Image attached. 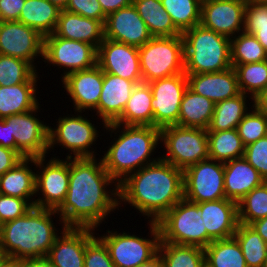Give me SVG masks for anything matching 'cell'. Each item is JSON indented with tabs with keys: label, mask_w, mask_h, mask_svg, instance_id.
<instances>
[{
	"label": "cell",
	"mask_w": 267,
	"mask_h": 267,
	"mask_svg": "<svg viewBox=\"0 0 267 267\" xmlns=\"http://www.w3.org/2000/svg\"><path fill=\"white\" fill-rule=\"evenodd\" d=\"M112 183L116 187L111 192L107 186ZM118 199L119 184L106 171L102 159L98 162L95 157L70 158L67 195L56 211L62 228L95 229L111 211L120 207Z\"/></svg>",
	"instance_id": "obj_1"
},
{
	"label": "cell",
	"mask_w": 267,
	"mask_h": 267,
	"mask_svg": "<svg viewBox=\"0 0 267 267\" xmlns=\"http://www.w3.org/2000/svg\"><path fill=\"white\" fill-rule=\"evenodd\" d=\"M184 198L183 170L161 158L119 183V202H127L148 221L157 222Z\"/></svg>",
	"instance_id": "obj_2"
},
{
	"label": "cell",
	"mask_w": 267,
	"mask_h": 267,
	"mask_svg": "<svg viewBox=\"0 0 267 267\" xmlns=\"http://www.w3.org/2000/svg\"><path fill=\"white\" fill-rule=\"evenodd\" d=\"M54 209L32 207L24 216L0 226V248L7 258L47 257L58 237L51 215Z\"/></svg>",
	"instance_id": "obj_3"
},
{
	"label": "cell",
	"mask_w": 267,
	"mask_h": 267,
	"mask_svg": "<svg viewBox=\"0 0 267 267\" xmlns=\"http://www.w3.org/2000/svg\"><path fill=\"white\" fill-rule=\"evenodd\" d=\"M123 126V127H121ZM111 134H118L102 159L104 168L119 184L129 174L157 162L160 157L150 158L160 143V128L154 126H127L109 123L104 126ZM122 130L121 132H119ZM118 129V131H117ZM117 131V132H116ZM116 132V133H115Z\"/></svg>",
	"instance_id": "obj_4"
},
{
	"label": "cell",
	"mask_w": 267,
	"mask_h": 267,
	"mask_svg": "<svg viewBox=\"0 0 267 267\" xmlns=\"http://www.w3.org/2000/svg\"><path fill=\"white\" fill-rule=\"evenodd\" d=\"M182 36L186 74L221 72L232 67L229 37L201 24L184 31Z\"/></svg>",
	"instance_id": "obj_5"
},
{
	"label": "cell",
	"mask_w": 267,
	"mask_h": 267,
	"mask_svg": "<svg viewBox=\"0 0 267 267\" xmlns=\"http://www.w3.org/2000/svg\"><path fill=\"white\" fill-rule=\"evenodd\" d=\"M160 242L197 246L205 249L213 240L208 236L196 203L182 199L157 222Z\"/></svg>",
	"instance_id": "obj_6"
},
{
	"label": "cell",
	"mask_w": 267,
	"mask_h": 267,
	"mask_svg": "<svg viewBox=\"0 0 267 267\" xmlns=\"http://www.w3.org/2000/svg\"><path fill=\"white\" fill-rule=\"evenodd\" d=\"M142 82L171 77L184 72V40L174 37H152L139 47Z\"/></svg>",
	"instance_id": "obj_7"
},
{
	"label": "cell",
	"mask_w": 267,
	"mask_h": 267,
	"mask_svg": "<svg viewBox=\"0 0 267 267\" xmlns=\"http://www.w3.org/2000/svg\"><path fill=\"white\" fill-rule=\"evenodd\" d=\"M160 142L164 143L167 152L160 158L183 171L199 161L209 159L206 129L166 126L160 129Z\"/></svg>",
	"instance_id": "obj_8"
},
{
	"label": "cell",
	"mask_w": 267,
	"mask_h": 267,
	"mask_svg": "<svg viewBox=\"0 0 267 267\" xmlns=\"http://www.w3.org/2000/svg\"><path fill=\"white\" fill-rule=\"evenodd\" d=\"M151 238L109 231L99 238L106 245L115 267H137L158 254L160 231L156 222L149 221ZM108 234V235H107Z\"/></svg>",
	"instance_id": "obj_9"
},
{
	"label": "cell",
	"mask_w": 267,
	"mask_h": 267,
	"mask_svg": "<svg viewBox=\"0 0 267 267\" xmlns=\"http://www.w3.org/2000/svg\"><path fill=\"white\" fill-rule=\"evenodd\" d=\"M46 157L30 158V163H34L39 171H36L35 191H40L42 198H34V207L57 210L64 202L70 178V158L60 160L51 158L45 164ZM45 164V165H44ZM39 173V174H38Z\"/></svg>",
	"instance_id": "obj_10"
},
{
	"label": "cell",
	"mask_w": 267,
	"mask_h": 267,
	"mask_svg": "<svg viewBox=\"0 0 267 267\" xmlns=\"http://www.w3.org/2000/svg\"><path fill=\"white\" fill-rule=\"evenodd\" d=\"M72 117H59L56 128L49 126L48 149L55 147V144L68 149L70 154L67 158H93L94 151L90 150L98 135L97 127L82 115ZM74 154H73V153ZM73 154L74 156H71Z\"/></svg>",
	"instance_id": "obj_11"
},
{
	"label": "cell",
	"mask_w": 267,
	"mask_h": 267,
	"mask_svg": "<svg viewBox=\"0 0 267 267\" xmlns=\"http://www.w3.org/2000/svg\"><path fill=\"white\" fill-rule=\"evenodd\" d=\"M184 199L201 203L224 199V163L206 159L183 171Z\"/></svg>",
	"instance_id": "obj_12"
},
{
	"label": "cell",
	"mask_w": 267,
	"mask_h": 267,
	"mask_svg": "<svg viewBox=\"0 0 267 267\" xmlns=\"http://www.w3.org/2000/svg\"><path fill=\"white\" fill-rule=\"evenodd\" d=\"M44 62L59 68H67L65 75L81 70H87L97 64V49L81 41L65 39L54 33L44 36Z\"/></svg>",
	"instance_id": "obj_13"
},
{
	"label": "cell",
	"mask_w": 267,
	"mask_h": 267,
	"mask_svg": "<svg viewBox=\"0 0 267 267\" xmlns=\"http://www.w3.org/2000/svg\"><path fill=\"white\" fill-rule=\"evenodd\" d=\"M152 90L153 126L163 128L178 123L180 105L188 88L186 73L149 83Z\"/></svg>",
	"instance_id": "obj_14"
},
{
	"label": "cell",
	"mask_w": 267,
	"mask_h": 267,
	"mask_svg": "<svg viewBox=\"0 0 267 267\" xmlns=\"http://www.w3.org/2000/svg\"><path fill=\"white\" fill-rule=\"evenodd\" d=\"M39 108L5 118L10 123L11 138H15L16 152L22 158L43 157L49 151V126L35 117Z\"/></svg>",
	"instance_id": "obj_15"
},
{
	"label": "cell",
	"mask_w": 267,
	"mask_h": 267,
	"mask_svg": "<svg viewBox=\"0 0 267 267\" xmlns=\"http://www.w3.org/2000/svg\"><path fill=\"white\" fill-rule=\"evenodd\" d=\"M44 37L35 29L18 21H0V54L29 62L43 58Z\"/></svg>",
	"instance_id": "obj_16"
},
{
	"label": "cell",
	"mask_w": 267,
	"mask_h": 267,
	"mask_svg": "<svg viewBox=\"0 0 267 267\" xmlns=\"http://www.w3.org/2000/svg\"><path fill=\"white\" fill-rule=\"evenodd\" d=\"M97 65L105 73L142 82L139 49L137 47L104 38L97 49Z\"/></svg>",
	"instance_id": "obj_17"
},
{
	"label": "cell",
	"mask_w": 267,
	"mask_h": 267,
	"mask_svg": "<svg viewBox=\"0 0 267 267\" xmlns=\"http://www.w3.org/2000/svg\"><path fill=\"white\" fill-rule=\"evenodd\" d=\"M245 7V0H203L200 24L231 39L244 31Z\"/></svg>",
	"instance_id": "obj_18"
},
{
	"label": "cell",
	"mask_w": 267,
	"mask_h": 267,
	"mask_svg": "<svg viewBox=\"0 0 267 267\" xmlns=\"http://www.w3.org/2000/svg\"><path fill=\"white\" fill-rule=\"evenodd\" d=\"M104 37L139 48L153 36L135 6L130 4L106 16Z\"/></svg>",
	"instance_id": "obj_19"
},
{
	"label": "cell",
	"mask_w": 267,
	"mask_h": 267,
	"mask_svg": "<svg viewBox=\"0 0 267 267\" xmlns=\"http://www.w3.org/2000/svg\"><path fill=\"white\" fill-rule=\"evenodd\" d=\"M62 87L73 101L75 112L86 109L95 110L98 107L99 98L103 86V71L96 64L94 67L75 71L62 77Z\"/></svg>",
	"instance_id": "obj_20"
},
{
	"label": "cell",
	"mask_w": 267,
	"mask_h": 267,
	"mask_svg": "<svg viewBox=\"0 0 267 267\" xmlns=\"http://www.w3.org/2000/svg\"><path fill=\"white\" fill-rule=\"evenodd\" d=\"M50 248L47 258L53 267H84L87 242L94 236L93 228L63 227Z\"/></svg>",
	"instance_id": "obj_21"
},
{
	"label": "cell",
	"mask_w": 267,
	"mask_h": 267,
	"mask_svg": "<svg viewBox=\"0 0 267 267\" xmlns=\"http://www.w3.org/2000/svg\"><path fill=\"white\" fill-rule=\"evenodd\" d=\"M196 204L207 234L213 241L234 236L239 224L237 202L224 198Z\"/></svg>",
	"instance_id": "obj_22"
},
{
	"label": "cell",
	"mask_w": 267,
	"mask_h": 267,
	"mask_svg": "<svg viewBox=\"0 0 267 267\" xmlns=\"http://www.w3.org/2000/svg\"><path fill=\"white\" fill-rule=\"evenodd\" d=\"M188 88L214 103L241 94L237 75L233 67L221 72L186 74Z\"/></svg>",
	"instance_id": "obj_23"
},
{
	"label": "cell",
	"mask_w": 267,
	"mask_h": 267,
	"mask_svg": "<svg viewBox=\"0 0 267 267\" xmlns=\"http://www.w3.org/2000/svg\"><path fill=\"white\" fill-rule=\"evenodd\" d=\"M135 85L134 81L103 72V86L95 111L104 126L122 115Z\"/></svg>",
	"instance_id": "obj_24"
},
{
	"label": "cell",
	"mask_w": 267,
	"mask_h": 267,
	"mask_svg": "<svg viewBox=\"0 0 267 267\" xmlns=\"http://www.w3.org/2000/svg\"><path fill=\"white\" fill-rule=\"evenodd\" d=\"M54 34L65 39L89 43L98 49L104 40V24L96 19L61 10Z\"/></svg>",
	"instance_id": "obj_25"
},
{
	"label": "cell",
	"mask_w": 267,
	"mask_h": 267,
	"mask_svg": "<svg viewBox=\"0 0 267 267\" xmlns=\"http://www.w3.org/2000/svg\"><path fill=\"white\" fill-rule=\"evenodd\" d=\"M264 182V178L244 157L224 163L226 199L238 203L246 194Z\"/></svg>",
	"instance_id": "obj_26"
},
{
	"label": "cell",
	"mask_w": 267,
	"mask_h": 267,
	"mask_svg": "<svg viewBox=\"0 0 267 267\" xmlns=\"http://www.w3.org/2000/svg\"><path fill=\"white\" fill-rule=\"evenodd\" d=\"M152 99L149 83L136 84L122 115L114 123L127 126H153Z\"/></svg>",
	"instance_id": "obj_27"
},
{
	"label": "cell",
	"mask_w": 267,
	"mask_h": 267,
	"mask_svg": "<svg viewBox=\"0 0 267 267\" xmlns=\"http://www.w3.org/2000/svg\"><path fill=\"white\" fill-rule=\"evenodd\" d=\"M29 162L30 158H23L0 176V194L26 199L34 207L32 196L36 194V173L32 171Z\"/></svg>",
	"instance_id": "obj_28"
},
{
	"label": "cell",
	"mask_w": 267,
	"mask_h": 267,
	"mask_svg": "<svg viewBox=\"0 0 267 267\" xmlns=\"http://www.w3.org/2000/svg\"><path fill=\"white\" fill-rule=\"evenodd\" d=\"M36 83L0 86V118L22 114L39 106Z\"/></svg>",
	"instance_id": "obj_29"
},
{
	"label": "cell",
	"mask_w": 267,
	"mask_h": 267,
	"mask_svg": "<svg viewBox=\"0 0 267 267\" xmlns=\"http://www.w3.org/2000/svg\"><path fill=\"white\" fill-rule=\"evenodd\" d=\"M61 10L48 0H25L18 22L37 30L44 37L54 33Z\"/></svg>",
	"instance_id": "obj_30"
},
{
	"label": "cell",
	"mask_w": 267,
	"mask_h": 267,
	"mask_svg": "<svg viewBox=\"0 0 267 267\" xmlns=\"http://www.w3.org/2000/svg\"><path fill=\"white\" fill-rule=\"evenodd\" d=\"M214 108L215 103L213 101L187 88L181 101L176 125L207 130L212 120Z\"/></svg>",
	"instance_id": "obj_31"
},
{
	"label": "cell",
	"mask_w": 267,
	"mask_h": 267,
	"mask_svg": "<svg viewBox=\"0 0 267 267\" xmlns=\"http://www.w3.org/2000/svg\"><path fill=\"white\" fill-rule=\"evenodd\" d=\"M139 16L153 37H174L182 33L174 26L161 0H133Z\"/></svg>",
	"instance_id": "obj_32"
},
{
	"label": "cell",
	"mask_w": 267,
	"mask_h": 267,
	"mask_svg": "<svg viewBox=\"0 0 267 267\" xmlns=\"http://www.w3.org/2000/svg\"><path fill=\"white\" fill-rule=\"evenodd\" d=\"M209 158L228 162L244 157L245 145L237 128L223 131H207Z\"/></svg>",
	"instance_id": "obj_33"
},
{
	"label": "cell",
	"mask_w": 267,
	"mask_h": 267,
	"mask_svg": "<svg viewBox=\"0 0 267 267\" xmlns=\"http://www.w3.org/2000/svg\"><path fill=\"white\" fill-rule=\"evenodd\" d=\"M241 93L235 97L215 103L214 113L207 131L231 130L238 127L248 113L246 97Z\"/></svg>",
	"instance_id": "obj_34"
},
{
	"label": "cell",
	"mask_w": 267,
	"mask_h": 267,
	"mask_svg": "<svg viewBox=\"0 0 267 267\" xmlns=\"http://www.w3.org/2000/svg\"><path fill=\"white\" fill-rule=\"evenodd\" d=\"M204 252L207 267H247L241 247L234 236L212 241Z\"/></svg>",
	"instance_id": "obj_35"
},
{
	"label": "cell",
	"mask_w": 267,
	"mask_h": 267,
	"mask_svg": "<svg viewBox=\"0 0 267 267\" xmlns=\"http://www.w3.org/2000/svg\"><path fill=\"white\" fill-rule=\"evenodd\" d=\"M158 254L162 267H204L205 252L203 248L160 242Z\"/></svg>",
	"instance_id": "obj_36"
},
{
	"label": "cell",
	"mask_w": 267,
	"mask_h": 267,
	"mask_svg": "<svg viewBox=\"0 0 267 267\" xmlns=\"http://www.w3.org/2000/svg\"><path fill=\"white\" fill-rule=\"evenodd\" d=\"M247 267H263L267 254V243L250 225L239 223L234 233Z\"/></svg>",
	"instance_id": "obj_37"
},
{
	"label": "cell",
	"mask_w": 267,
	"mask_h": 267,
	"mask_svg": "<svg viewBox=\"0 0 267 267\" xmlns=\"http://www.w3.org/2000/svg\"><path fill=\"white\" fill-rule=\"evenodd\" d=\"M174 26L183 33L201 22V0H161Z\"/></svg>",
	"instance_id": "obj_38"
},
{
	"label": "cell",
	"mask_w": 267,
	"mask_h": 267,
	"mask_svg": "<svg viewBox=\"0 0 267 267\" xmlns=\"http://www.w3.org/2000/svg\"><path fill=\"white\" fill-rule=\"evenodd\" d=\"M232 67L235 69L241 93H249L250 99L254 100L267 87V60Z\"/></svg>",
	"instance_id": "obj_39"
},
{
	"label": "cell",
	"mask_w": 267,
	"mask_h": 267,
	"mask_svg": "<svg viewBox=\"0 0 267 267\" xmlns=\"http://www.w3.org/2000/svg\"><path fill=\"white\" fill-rule=\"evenodd\" d=\"M37 70L27 61L0 54V86L37 83Z\"/></svg>",
	"instance_id": "obj_40"
},
{
	"label": "cell",
	"mask_w": 267,
	"mask_h": 267,
	"mask_svg": "<svg viewBox=\"0 0 267 267\" xmlns=\"http://www.w3.org/2000/svg\"><path fill=\"white\" fill-rule=\"evenodd\" d=\"M231 38V64L243 65L267 60V53L256 37L244 31Z\"/></svg>",
	"instance_id": "obj_41"
},
{
	"label": "cell",
	"mask_w": 267,
	"mask_h": 267,
	"mask_svg": "<svg viewBox=\"0 0 267 267\" xmlns=\"http://www.w3.org/2000/svg\"><path fill=\"white\" fill-rule=\"evenodd\" d=\"M267 217V181L255 187L238 202L239 223L250 225Z\"/></svg>",
	"instance_id": "obj_42"
},
{
	"label": "cell",
	"mask_w": 267,
	"mask_h": 267,
	"mask_svg": "<svg viewBox=\"0 0 267 267\" xmlns=\"http://www.w3.org/2000/svg\"><path fill=\"white\" fill-rule=\"evenodd\" d=\"M252 107L237 127L245 146L267 136V116L254 105Z\"/></svg>",
	"instance_id": "obj_43"
},
{
	"label": "cell",
	"mask_w": 267,
	"mask_h": 267,
	"mask_svg": "<svg viewBox=\"0 0 267 267\" xmlns=\"http://www.w3.org/2000/svg\"><path fill=\"white\" fill-rule=\"evenodd\" d=\"M84 267H115L106 245L95 235L86 244Z\"/></svg>",
	"instance_id": "obj_44"
},
{
	"label": "cell",
	"mask_w": 267,
	"mask_h": 267,
	"mask_svg": "<svg viewBox=\"0 0 267 267\" xmlns=\"http://www.w3.org/2000/svg\"><path fill=\"white\" fill-rule=\"evenodd\" d=\"M32 207L26 199L0 194V224L24 216Z\"/></svg>",
	"instance_id": "obj_45"
},
{
	"label": "cell",
	"mask_w": 267,
	"mask_h": 267,
	"mask_svg": "<svg viewBox=\"0 0 267 267\" xmlns=\"http://www.w3.org/2000/svg\"><path fill=\"white\" fill-rule=\"evenodd\" d=\"M244 158L267 181V136L245 146Z\"/></svg>",
	"instance_id": "obj_46"
},
{
	"label": "cell",
	"mask_w": 267,
	"mask_h": 267,
	"mask_svg": "<svg viewBox=\"0 0 267 267\" xmlns=\"http://www.w3.org/2000/svg\"><path fill=\"white\" fill-rule=\"evenodd\" d=\"M267 27V4L246 3L244 32L253 35L258 28Z\"/></svg>",
	"instance_id": "obj_47"
},
{
	"label": "cell",
	"mask_w": 267,
	"mask_h": 267,
	"mask_svg": "<svg viewBox=\"0 0 267 267\" xmlns=\"http://www.w3.org/2000/svg\"><path fill=\"white\" fill-rule=\"evenodd\" d=\"M64 10L99 20L103 24L107 16L98 0H69Z\"/></svg>",
	"instance_id": "obj_48"
},
{
	"label": "cell",
	"mask_w": 267,
	"mask_h": 267,
	"mask_svg": "<svg viewBox=\"0 0 267 267\" xmlns=\"http://www.w3.org/2000/svg\"><path fill=\"white\" fill-rule=\"evenodd\" d=\"M25 0H0V21H18Z\"/></svg>",
	"instance_id": "obj_49"
},
{
	"label": "cell",
	"mask_w": 267,
	"mask_h": 267,
	"mask_svg": "<svg viewBox=\"0 0 267 267\" xmlns=\"http://www.w3.org/2000/svg\"><path fill=\"white\" fill-rule=\"evenodd\" d=\"M22 159L15 150L0 146V176L12 169Z\"/></svg>",
	"instance_id": "obj_50"
},
{
	"label": "cell",
	"mask_w": 267,
	"mask_h": 267,
	"mask_svg": "<svg viewBox=\"0 0 267 267\" xmlns=\"http://www.w3.org/2000/svg\"><path fill=\"white\" fill-rule=\"evenodd\" d=\"M0 146L16 151L15 138H11L10 123L0 118Z\"/></svg>",
	"instance_id": "obj_51"
},
{
	"label": "cell",
	"mask_w": 267,
	"mask_h": 267,
	"mask_svg": "<svg viewBox=\"0 0 267 267\" xmlns=\"http://www.w3.org/2000/svg\"><path fill=\"white\" fill-rule=\"evenodd\" d=\"M103 12L108 15L132 4L133 0H98Z\"/></svg>",
	"instance_id": "obj_52"
},
{
	"label": "cell",
	"mask_w": 267,
	"mask_h": 267,
	"mask_svg": "<svg viewBox=\"0 0 267 267\" xmlns=\"http://www.w3.org/2000/svg\"><path fill=\"white\" fill-rule=\"evenodd\" d=\"M20 267H53L47 257L20 260Z\"/></svg>",
	"instance_id": "obj_53"
},
{
	"label": "cell",
	"mask_w": 267,
	"mask_h": 267,
	"mask_svg": "<svg viewBox=\"0 0 267 267\" xmlns=\"http://www.w3.org/2000/svg\"><path fill=\"white\" fill-rule=\"evenodd\" d=\"M253 101L252 105L267 116V87Z\"/></svg>",
	"instance_id": "obj_54"
},
{
	"label": "cell",
	"mask_w": 267,
	"mask_h": 267,
	"mask_svg": "<svg viewBox=\"0 0 267 267\" xmlns=\"http://www.w3.org/2000/svg\"><path fill=\"white\" fill-rule=\"evenodd\" d=\"M250 226L254 228L261 238L267 243V217L252 222Z\"/></svg>",
	"instance_id": "obj_55"
},
{
	"label": "cell",
	"mask_w": 267,
	"mask_h": 267,
	"mask_svg": "<svg viewBox=\"0 0 267 267\" xmlns=\"http://www.w3.org/2000/svg\"><path fill=\"white\" fill-rule=\"evenodd\" d=\"M258 42L264 47L267 53V27L258 28V30L253 34Z\"/></svg>",
	"instance_id": "obj_56"
},
{
	"label": "cell",
	"mask_w": 267,
	"mask_h": 267,
	"mask_svg": "<svg viewBox=\"0 0 267 267\" xmlns=\"http://www.w3.org/2000/svg\"><path fill=\"white\" fill-rule=\"evenodd\" d=\"M137 267H162L161 257L159 254H157L153 259Z\"/></svg>",
	"instance_id": "obj_57"
},
{
	"label": "cell",
	"mask_w": 267,
	"mask_h": 267,
	"mask_svg": "<svg viewBox=\"0 0 267 267\" xmlns=\"http://www.w3.org/2000/svg\"><path fill=\"white\" fill-rule=\"evenodd\" d=\"M0 267H20V261L19 260H14L10 258H6Z\"/></svg>",
	"instance_id": "obj_58"
},
{
	"label": "cell",
	"mask_w": 267,
	"mask_h": 267,
	"mask_svg": "<svg viewBox=\"0 0 267 267\" xmlns=\"http://www.w3.org/2000/svg\"><path fill=\"white\" fill-rule=\"evenodd\" d=\"M50 1L52 4H55L56 6H58L60 9H65L67 3L69 0H48Z\"/></svg>",
	"instance_id": "obj_59"
},
{
	"label": "cell",
	"mask_w": 267,
	"mask_h": 267,
	"mask_svg": "<svg viewBox=\"0 0 267 267\" xmlns=\"http://www.w3.org/2000/svg\"><path fill=\"white\" fill-rule=\"evenodd\" d=\"M245 2L249 4H254V3L267 4V0H245Z\"/></svg>",
	"instance_id": "obj_60"
},
{
	"label": "cell",
	"mask_w": 267,
	"mask_h": 267,
	"mask_svg": "<svg viewBox=\"0 0 267 267\" xmlns=\"http://www.w3.org/2000/svg\"><path fill=\"white\" fill-rule=\"evenodd\" d=\"M6 255L3 253V250L0 248V265L6 259Z\"/></svg>",
	"instance_id": "obj_61"
},
{
	"label": "cell",
	"mask_w": 267,
	"mask_h": 267,
	"mask_svg": "<svg viewBox=\"0 0 267 267\" xmlns=\"http://www.w3.org/2000/svg\"><path fill=\"white\" fill-rule=\"evenodd\" d=\"M263 267H267V254H266V259Z\"/></svg>",
	"instance_id": "obj_62"
}]
</instances>
